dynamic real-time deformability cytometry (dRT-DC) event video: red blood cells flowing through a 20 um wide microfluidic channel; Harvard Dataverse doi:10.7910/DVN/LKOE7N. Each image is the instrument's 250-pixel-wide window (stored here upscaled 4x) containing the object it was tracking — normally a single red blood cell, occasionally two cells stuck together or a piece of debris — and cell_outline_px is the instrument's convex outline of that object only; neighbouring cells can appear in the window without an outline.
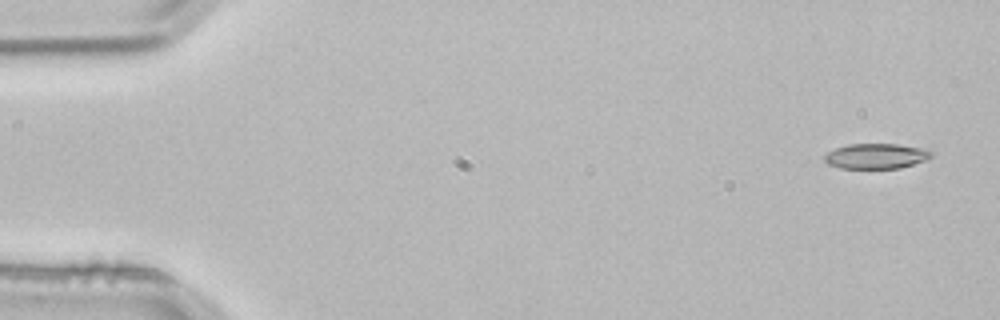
{"species": "common noctule bat (a hibernating species)", "species_latin": "Nyctalus noctula", "temperature_condition": "room temperature", "stored_images_in_passage": 4, "camera_frame_rate_fps": 3000, "um_per_image_px": 0.085, "animal": {"sex": "male", "body_mass_g": 21.5, "forearm_length_mm": 52.0}, "frame": {"image": 1, "passage_image": 1, "time_ms": 0.0, "image_size_px": [1000, 320], "cell_outline_px": [[932, 156], [928, 160], [900, 168], [840, 168], [828, 164], [824, 160], [824, 156], [828, 152], [836, 148], [848, 144], [896, 144], [920, 148], [932, 152]], "centroid_in_image_um": [74.47, 13.27], "position_along_channel_um": 10.5, "area_um2": 15.61}}
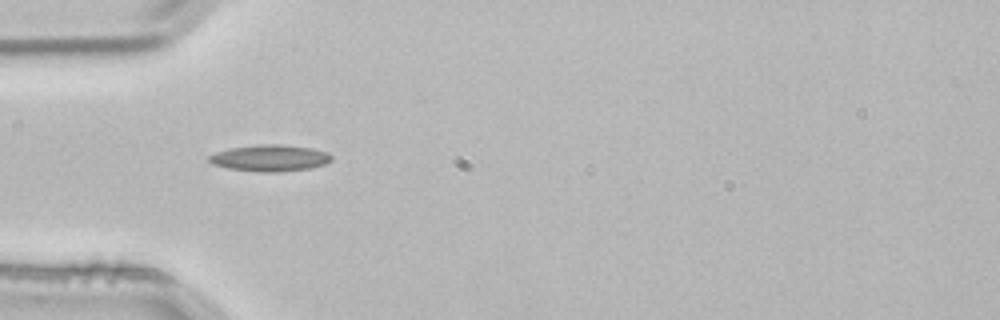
{"frame": {"image": 2, "passage_image": 4, "time_ms": 1.0, "image_size_px": [1000, 320], "cell_outline_px": [[332, 160], [324, 164], [308, 168], [272, 172], [264, 172], [228, 168], [212, 164], [208, 160], [208, 156], [216, 152], [228, 148], [256, 144], [280, 144], [312, 148], [328, 152], [332, 156]], "centroid_in_image_um": [22.92, 13.41], "position_along_channel_um": 62.1, "area_um2": 18.84}}